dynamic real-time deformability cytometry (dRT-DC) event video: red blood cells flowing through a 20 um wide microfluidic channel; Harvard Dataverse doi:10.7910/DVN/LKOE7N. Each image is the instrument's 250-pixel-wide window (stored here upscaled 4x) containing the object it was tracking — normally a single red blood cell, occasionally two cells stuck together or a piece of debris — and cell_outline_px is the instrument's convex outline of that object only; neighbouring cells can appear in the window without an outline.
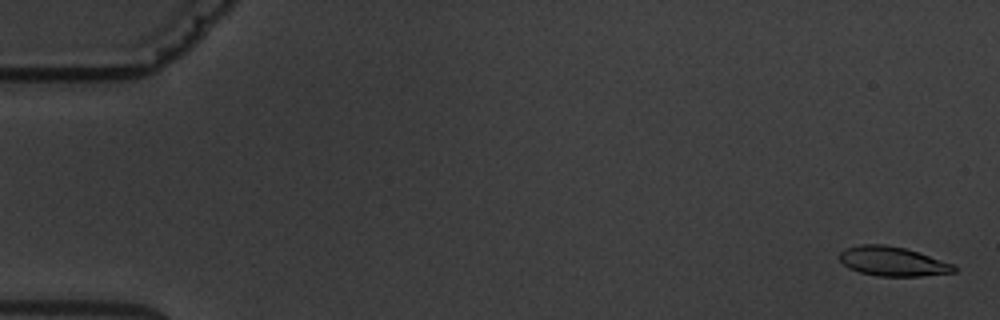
{"species": "common noctule bat (a hibernating species)", "species_latin": "Nyctalus noctula", "temperature_condition": "warm", "stored_images_in_passage": 7, "camera_frame_rate_fps": 3000, "um_per_image_px": 0.085, "animal": {"sex": "male", "body_mass_g": 19.5, "forearm_length_mm": 54.6}, "frame": {"image": 1, "passage_image": 1, "time_ms": 0.0, "image_size_px": [1000, 320], "cell_outline_px": [[956, 272], [920, 276], [876, 276], [860, 272], [848, 268], [840, 260], [840, 252], [844, 248], [860, 244], [884, 244], [904, 248], [952, 264], [956, 268]], "centroid_in_image_um": [75.82, 22.22], "position_along_channel_um": 9.2, "area_um2": 19.36}}